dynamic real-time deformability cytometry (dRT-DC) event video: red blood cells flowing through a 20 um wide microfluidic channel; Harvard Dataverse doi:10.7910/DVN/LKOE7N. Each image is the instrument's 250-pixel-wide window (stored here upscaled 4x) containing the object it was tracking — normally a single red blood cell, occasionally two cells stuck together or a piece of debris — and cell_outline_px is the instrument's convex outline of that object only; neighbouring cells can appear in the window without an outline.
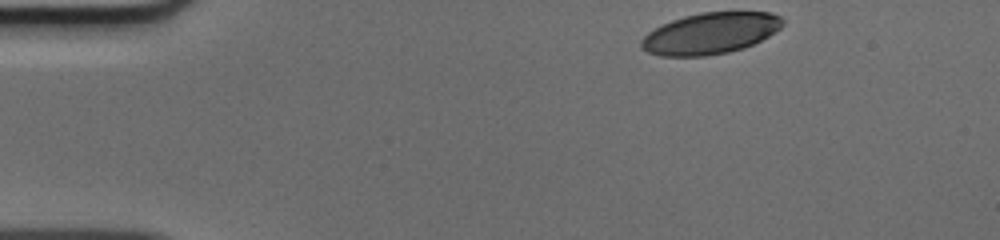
{"species": "human", "species_latin": "Homo sapiens", "temperature_condition": "cold", "stored_images_in_passage": 44, "camera_frame_rate_fps": 3000, "um_per_image_px": 0.085, "donor": {"sex": "male"}, "frame": {"image": 1, "passage_image": 1, "time_ms": 0.0, "image_size_px": [1000, 240], "cell_outline_px": [[784, 24], [780, 28], [768, 36], [744, 48], [728, 52], [704, 56], [660, 56], [648, 52], [640, 48], [640, 40], [648, 32], [672, 20], [684, 16], [700, 12], [772, 12], [780, 16], [784, 20]], "centroid_in_image_um": [60.37, 2.83], "position_along_channel_um": 24.6, "area_um2": 33.99}}
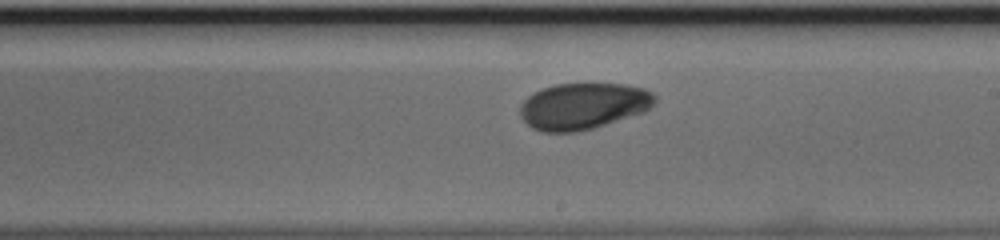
{"frame": {"image": 2, "passage_image": 23, "time_ms": 7.333, "image_size_px": [1000, 240], "cell_outline_px": [[656, 100], [644, 112], [592, 128], [576, 132], [540, 132], [532, 128], [520, 116], [520, 104], [532, 92], [556, 84], [624, 84], [644, 88], [652, 92], [656, 96]], "centroid_in_image_um": [49.55, 9.01], "position_along_channel_um": 239.5, "area_um2": 36.36}}
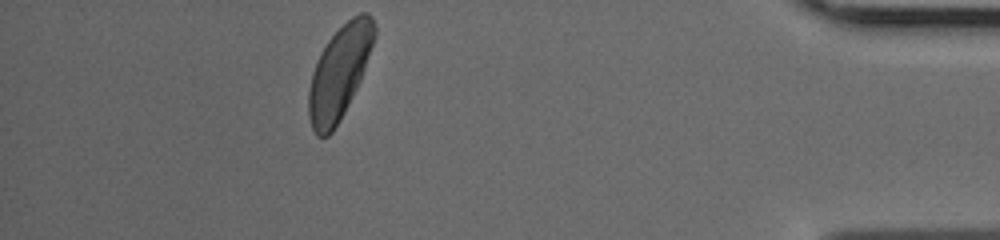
{"frame": {"image": 3, "passage_image": 39, "time_ms": 12.667, "image_size_px": [1000, 240], "cell_outline_px": [[376, 36], [360, 80], [340, 120], [332, 132], [328, 136], [316, 136], [312, 128], [308, 116], [308, 92], [312, 72], [316, 60], [320, 52], [328, 40], [352, 16], [360, 12], [368, 12], [372, 16], [376, 24]], "centroid_in_image_um": [28.85, 6.13], "position_along_channel_um": 406.4, "area_um2": 35.55}}